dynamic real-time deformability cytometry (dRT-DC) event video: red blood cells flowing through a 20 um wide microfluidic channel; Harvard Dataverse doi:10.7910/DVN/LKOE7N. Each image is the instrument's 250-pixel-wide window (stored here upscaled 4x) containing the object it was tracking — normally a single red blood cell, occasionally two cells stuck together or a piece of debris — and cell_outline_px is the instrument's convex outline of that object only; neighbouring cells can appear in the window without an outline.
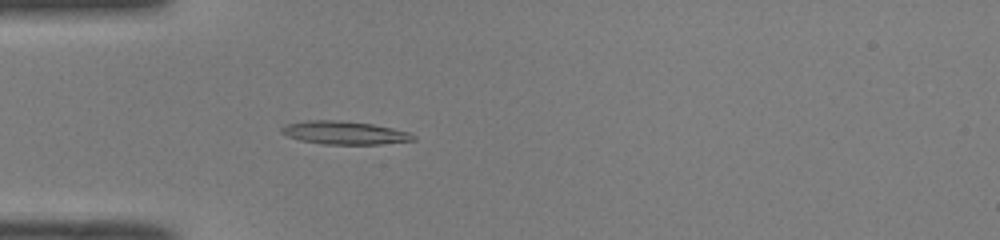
{"species": "common noctule bat (a hibernating species)", "species_latin": "Nyctalus noctula", "temperature_condition": "room temperature", "stored_images_in_passage": 37, "camera_frame_rate_fps": 3000, "um_per_image_px": 0.085, "animal": {"sex": "male", "body_mass_g": 19.0, "forearm_length_mm": 50.8}, "frame": {"image": 1, "passage_image": 2, "time_ms": 0.333, "image_size_px": [1000, 240], "cell_outline_px": [[416, 140], [380, 144], [324, 144], [300, 140], [288, 136], [280, 132], [280, 128], [284, 124], [304, 120], [340, 120], [372, 124], [412, 132], [416, 136]], "centroid_in_image_um": [29.28, 11.27], "position_along_channel_um": 55.7, "area_um2": 17.98}}
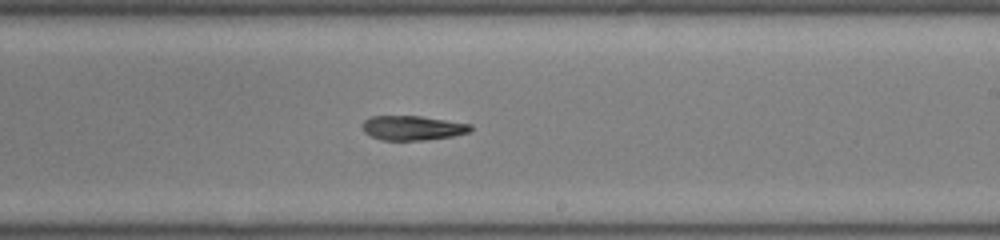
{"frame": {"image": 2, "passage_image": 17, "time_ms": 5.333, "image_size_px": [1000, 240], "cell_outline_px": [[472, 128], [468, 132], [452, 136], [424, 140], [380, 140], [364, 132], [364, 120], [372, 116], [420, 116], [472, 124]], "centroid_in_image_um": [35.08, 10.87], "position_along_channel_um": 253.9, "area_um2": 15.26}}
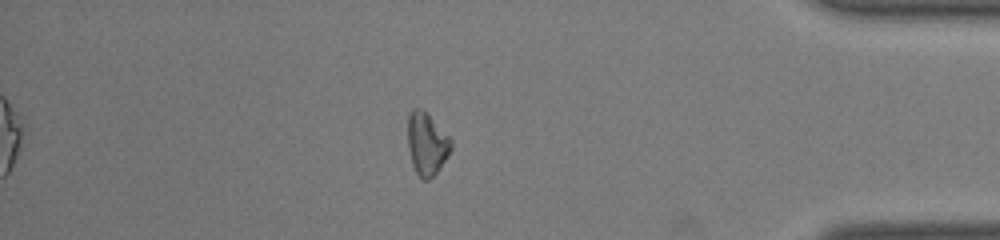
{"frame": {"image": 3, "passage_image": 30, "time_ms": 9.667, "image_size_px": [1000, 240], "cell_outline_px": [[452, 148], [440, 168], [428, 180], [424, 180], [416, 172], [412, 164], [408, 148], [408, 112], [412, 108], [416, 108], [428, 112], [452, 140]], "centroid_in_image_um": [36.27, 12.18], "position_along_channel_um": 398.9, "area_um2": 15.84}, "authors_computed_cell_mechanics": {"area_um2": 15.8372, "velocity_mm_per_s": 4.1008, "shape_relaxation_time_tau1_ms": 10.9457, "shape_relaxation_time_tau2_ms": 4.0419, "deformation_change_tau1": 0.3145, "deformation_change_tau2": 0.1352}}